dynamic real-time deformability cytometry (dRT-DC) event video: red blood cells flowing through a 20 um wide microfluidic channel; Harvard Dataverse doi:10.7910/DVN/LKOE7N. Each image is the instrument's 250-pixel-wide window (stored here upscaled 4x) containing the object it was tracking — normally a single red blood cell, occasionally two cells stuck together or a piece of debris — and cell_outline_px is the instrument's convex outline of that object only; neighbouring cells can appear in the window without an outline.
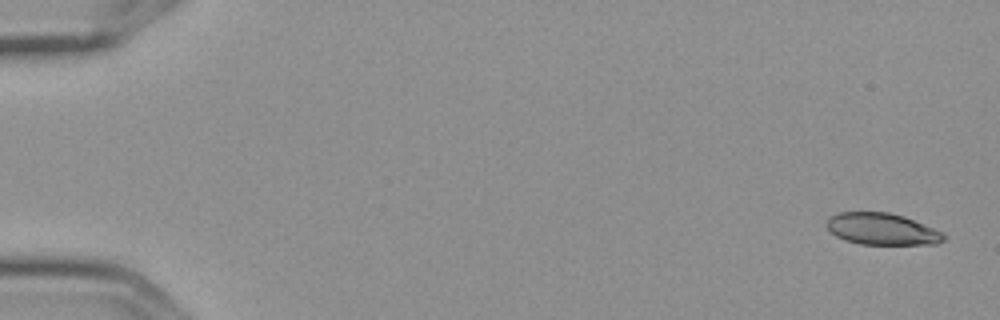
{"species": "Egyptian fruit bat (a non-hibernating species)", "species_latin": "Rousettus aegyptiacus", "temperature_condition": "cold", "stored_images_in_passage": 5, "camera_frame_rate_fps": 3000, "um_per_image_px": 0.085, "frame": {"image": 1, "passage_image": 1, "time_ms": 0.0, "image_size_px": [1000, 320], "cell_outline_px": [[944, 240], [936, 244], [860, 244], [844, 240], [836, 236], [828, 228], [828, 220], [832, 216], [840, 212], [888, 212], [904, 216], [944, 232]], "centroid_in_image_um": [75.0, 19.47], "position_along_channel_um": 10.0, "area_um2": 21.44}}
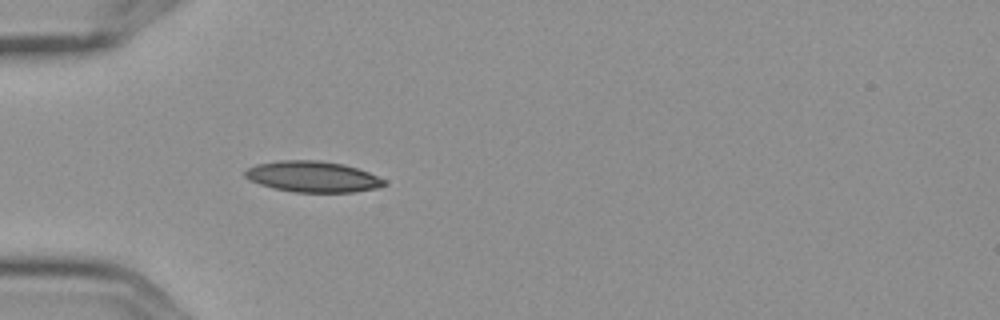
{"frame": {"image": 2, "passage_image": 5, "time_ms": 1.333, "image_size_px": [1000, 320], "cell_outline_px": [[384, 184], [376, 188], [352, 192], [296, 192], [276, 188], [260, 184], [244, 176], [244, 172], [248, 168], [256, 164], [280, 160], [320, 160], [344, 164], [368, 172], [384, 180]], "centroid_in_image_um": [26.56, 15.0], "position_along_channel_um": 58.4, "area_um2": 24.74}}